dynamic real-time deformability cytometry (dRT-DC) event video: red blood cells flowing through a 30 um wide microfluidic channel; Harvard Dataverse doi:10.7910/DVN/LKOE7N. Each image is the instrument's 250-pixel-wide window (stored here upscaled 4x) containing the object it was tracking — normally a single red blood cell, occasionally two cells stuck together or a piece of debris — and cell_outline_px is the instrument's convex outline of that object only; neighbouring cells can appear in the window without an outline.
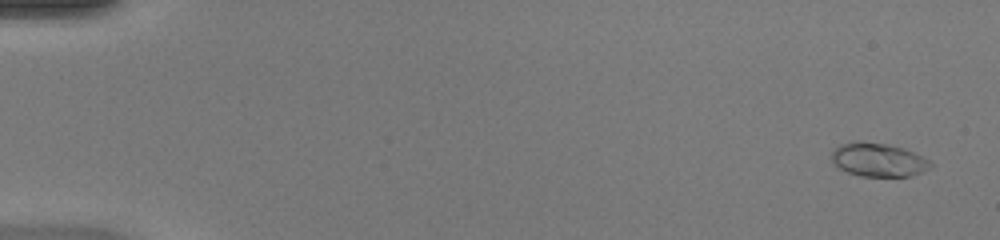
{"species": "common noctule bat (a hibernating species)", "species_latin": "Nyctalus noctula", "temperature_condition": "warm", "stored_images_in_passage": 50, "camera_frame_rate_fps": 3000, "um_per_image_px": 0.085, "animal": {"sex": "female", "body_mass_g": 20.0, "forearm_length_mm": 54.0}, "frame": {"image": 1, "passage_image": 3, "time_ms": 0.667, "image_size_px": [1000, 240], "cell_outline_px": [[932, 164], [928, 168], [912, 176], [860, 176], [848, 172], [840, 168], [832, 160], [832, 152], [840, 144], [852, 140], [856, 140], [884, 144], [904, 148], [928, 160]], "centroid_in_image_um": [74.62, 13.57], "position_along_channel_um": 10.4, "area_um2": 19.07}}
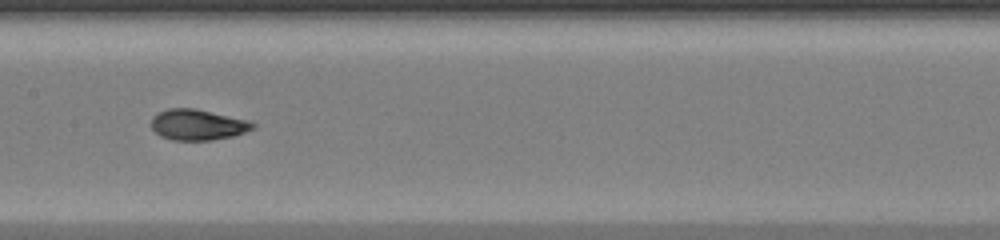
{"frame": {"image": 2, "passage_image": 27, "time_ms": 8.667, "image_size_px": [1000, 240], "cell_outline_px": [[256, 128], [236, 136], [212, 140], [172, 140], [160, 136], [152, 128], [152, 116], [168, 108], [196, 108], [248, 120], [256, 124]], "centroid_in_image_um": [16.85, 10.6], "position_along_channel_um": 190.6, "area_um2": 18.38}}
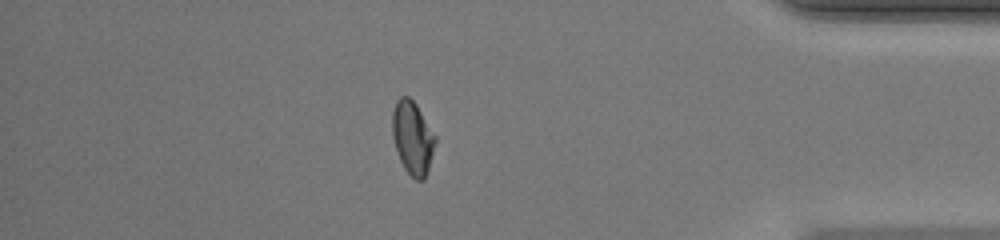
{"frame": {"image": 3, "passage_image": 44, "time_ms": 14.333, "image_size_px": [1000, 240], "cell_outline_px": [[436, 140], [428, 168], [424, 180], [416, 180], [404, 168], [400, 160], [392, 136], [392, 112], [396, 100], [400, 96], [408, 96], [416, 104], [436, 136]], "centroid_in_image_um": [35.05, 11.68], "position_along_channel_um": 400.1, "area_um2": 18.15}, "authors_computed_cell_mechanics": {"area_um2": 18.2648, "velocity_mm_per_s": 4.2501, "shape_relaxation_time_tau1_ms": 3.2751, "shape_relaxation_time_tau2_ms": 0.9457, "deformation_change_tau1": 0.1923, "deformation_change_tau2": 0.0395}}